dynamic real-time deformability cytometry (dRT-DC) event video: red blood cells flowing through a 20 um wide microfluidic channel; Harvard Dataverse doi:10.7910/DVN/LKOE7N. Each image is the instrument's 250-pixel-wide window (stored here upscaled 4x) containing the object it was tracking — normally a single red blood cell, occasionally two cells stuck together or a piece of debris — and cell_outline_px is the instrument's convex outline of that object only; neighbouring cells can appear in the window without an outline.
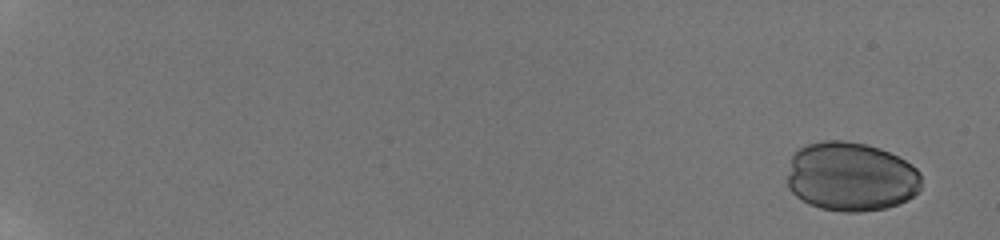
{"species": "human", "species_latin": "Homo sapiens", "temperature_condition": "room temperature", "stored_images_in_passage": 20, "camera_frame_rate_fps": 3000, "um_per_image_px": 0.085, "donor": {"sex": "male"}, "frame": {"image": 1, "passage_image": 1, "time_ms": 0.0, "image_size_px": [1000, 240], "cell_outline_px": [[920, 188], [908, 200], [884, 208], [860, 212], [844, 212], [820, 208], [808, 204], [796, 196], [788, 188], [788, 176], [792, 156], [804, 144], [824, 140], [844, 140], [864, 144], [880, 148], [912, 164], [920, 172]], "centroid_in_image_um": [72.31, 15.01], "position_along_channel_um": 12.7, "area_um2": 54.1}}
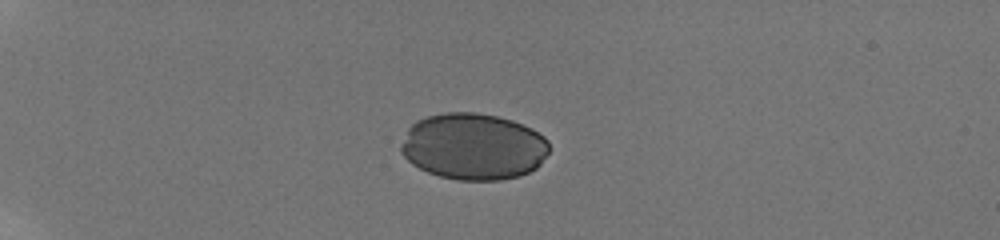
{"frame": {"image": 2, "passage_image": 12, "time_ms": 5.0, "image_size_px": [1000, 240], "cell_outline_px": [[548, 152], [540, 164], [536, 168], [520, 176], [500, 180], [456, 180], [440, 176], [428, 172], [412, 164], [400, 152], [400, 148], [408, 128], [416, 120], [428, 116], [444, 112], [476, 112], [496, 116], [512, 120], [532, 128], [544, 136], [548, 140]], "centroid_in_image_um": [40.24, 12.45], "position_along_channel_um": 44.8, "area_um2": 57.63}}